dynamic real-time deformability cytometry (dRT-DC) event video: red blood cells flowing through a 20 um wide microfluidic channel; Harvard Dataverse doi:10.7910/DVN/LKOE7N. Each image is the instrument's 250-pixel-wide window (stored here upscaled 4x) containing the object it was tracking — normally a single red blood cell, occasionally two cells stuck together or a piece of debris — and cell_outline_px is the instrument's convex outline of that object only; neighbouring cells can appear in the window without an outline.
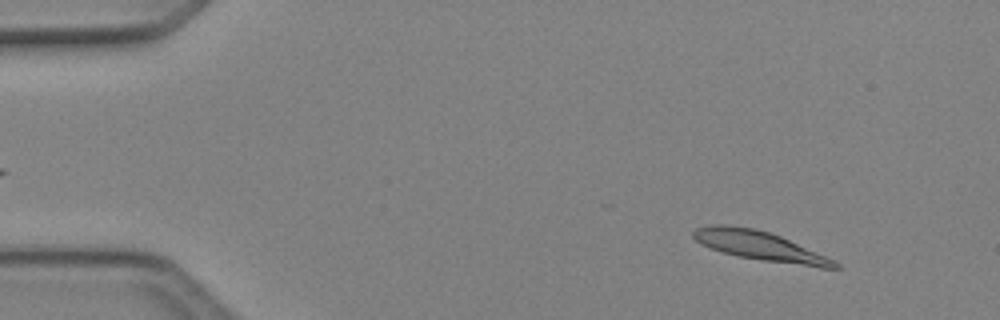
{"species": "Egyptian fruit bat (a non-hibernating species)", "species_latin": "Rousettus aegyptiacus", "temperature_condition": "cold", "stored_images_in_passage": 3, "camera_frame_rate_fps": 3000, "um_per_image_px": 0.085, "animal": {"sex": "female"}, "frame": {"image": 1, "passage_image": 1, "time_ms": 0.0, "image_size_px": [1000, 320], "cell_outline_px": [[840, 268], [820, 268], [764, 260], [740, 256], [724, 252], [700, 244], [692, 236], [692, 232], [696, 228], [712, 224], [724, 224], [756, 228], [780, 236], [836, 260], [840, 264]], "centroid_in_image_um": [64.6, 20.89], "position_along_channel_um": 20.4, "area_um2": 23.93}}